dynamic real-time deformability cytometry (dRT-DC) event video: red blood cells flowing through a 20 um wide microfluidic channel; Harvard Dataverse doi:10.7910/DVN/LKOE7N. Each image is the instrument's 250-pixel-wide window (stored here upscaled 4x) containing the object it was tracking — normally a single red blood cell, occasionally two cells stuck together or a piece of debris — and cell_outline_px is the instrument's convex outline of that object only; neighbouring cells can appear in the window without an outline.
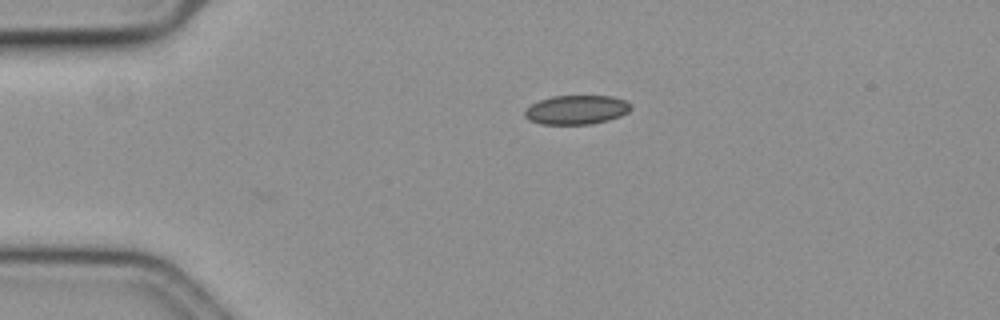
{"species": "common noctule bat (a hibernating species)", "species_latin": "Nyctalus noctula", "temperature_condition": "cold", "stored_images_in_passage": 4, "camera_frame_rate_fps": 3000, "um_per_image_px": 0.085, "animal": {"sex": "female", "body_mass_g": 19.3, "forearm_length_mm": 54.1}, "frame": {"image": 1, "passage_image": 4, "time_ms": 1.0, "image_size_px": [1000, 320], "cell_outline_px": [[632, 108], [628, 112], [620, 116], [608, 120], [592, 124], [540, 124], [528, 120], [524, 116], [524, 112], [532, 104], [540, 100], [552, 96], [612, 96], [624, 100], [632, 104]], "centroid_in_image_um": [49.01, 9.33], "position_along_channel_um": 36.0, "area_um2": 18.03}}